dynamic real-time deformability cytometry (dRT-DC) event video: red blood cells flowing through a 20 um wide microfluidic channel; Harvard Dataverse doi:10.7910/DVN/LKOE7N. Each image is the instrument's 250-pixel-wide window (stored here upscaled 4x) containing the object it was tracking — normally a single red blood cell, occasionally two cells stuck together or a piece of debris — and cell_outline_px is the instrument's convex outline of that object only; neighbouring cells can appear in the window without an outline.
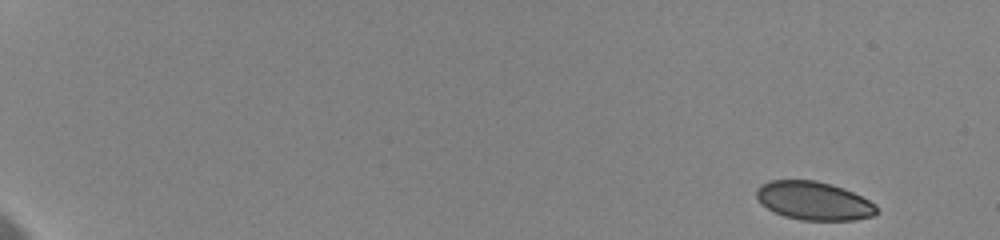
{"species": "human", "species_latin": "Homo sapiens", "temperature_condition": "cold", "stored_images_in_passage": 8, "camera_frame_rate_fps": 3000, "um_per_image_px": 0.085, "donor": {"sex": "female"}, "frame": {"image": 1, "passage_image": 1, "time_ms": 0.0, "image_size_px": [1000, 240], "cell_outline_px": [[876, 212], [872, 216], [856, 220], [800, 220], [784, 216], [760, 204], [756, 196], [756, 188], [760, 184], [772, 180], [816, 180], [832, 184], [844, 188], [876, 204]], "centroid_in_image_um": [69.14, 17.06], "position_along_channel_um": 15.9, "area_um2": 26.93}}
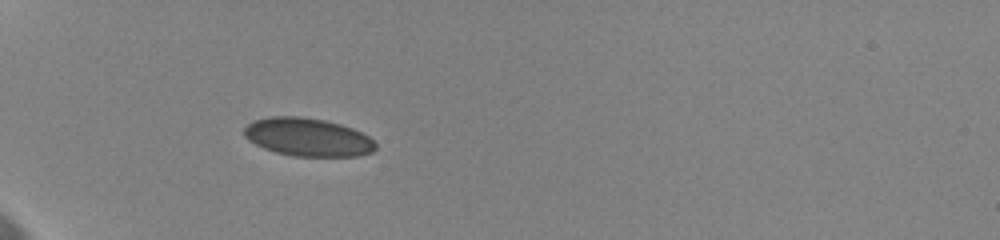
{"frame": {"image": 2, "passage_image": 7, "time_ms": 5.667, "image_size_px": [1000, 240], "cell_outline_px": [[376, 148], [372, 152], [356, 156], [292, 156], [276, 152], [264, 148], [248, 140], [244, 136], [244, 128], [252, 120], [268, 116], [300, 116], [324, 120], [340, 124], [352, 128], [368, 136], [376, 144]], "centroid_in_image_um": [26.13, 11.65], "position_along_channel_um": 58.9, "area_um2": 29.25}}